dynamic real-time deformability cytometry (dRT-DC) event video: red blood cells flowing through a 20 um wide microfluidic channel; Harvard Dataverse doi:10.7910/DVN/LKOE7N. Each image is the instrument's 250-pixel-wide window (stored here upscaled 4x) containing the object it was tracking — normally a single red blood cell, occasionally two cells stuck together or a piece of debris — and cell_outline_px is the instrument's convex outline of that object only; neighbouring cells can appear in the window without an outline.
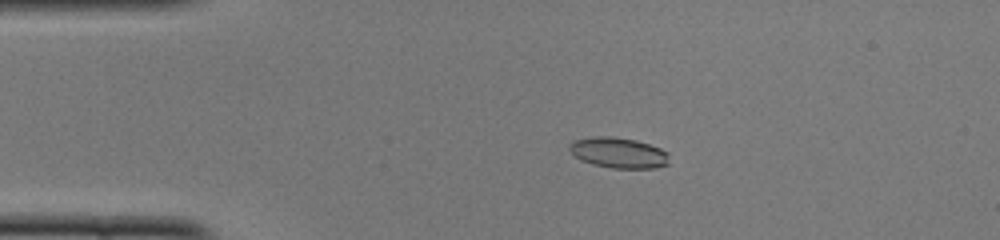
{"species": "common noctule bat (a hibernating species)", "species_latin": "Nyctalus noctula", "temperature_condition": "cold", "stored_images_in_passage": 47, "camera_frame_rate_fps": 3000, "um_per_image_px": 0.085, "animal": {"sex": "female", "body_mass_g": 22.0, "forearm_length_mm": 56.7}, "frame": {"image": 1, "passage_image": 7, "time_ms": 2.0, "image_size_px": [1000, 240], "cell_outline_px": [[668, 164], [656, 168], [612, 168], [592, 164], [580, 160], [568, 148], [568, 144], [572, 140], [596, 136], [612, 136], [636, 140], [660, 148], [668, 152]], "centroid_in_image_um": [52.56, 12.98], "position_along_channel_um": 32.4, "area_um2": 17.86}}
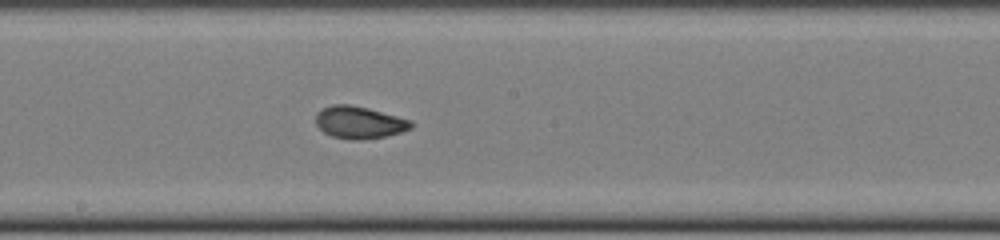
{"frame": {"image": 2, "passage_image": 24, "time_ms": 7.667, "image_size_px": [1000, 240], "cell_outline_px": [[412, 128], [400, 132], [384, 136], [364, 140], [352, 140], [332, 136], [324, 132], [316, 124], [316, 112], [332, 104], [348, 104], [368, 108], [412, 120]], "centroid_in_image_um": [30.53, 10.4], "position_along_channel_um": 217.7, "area_um2": 17.86}}
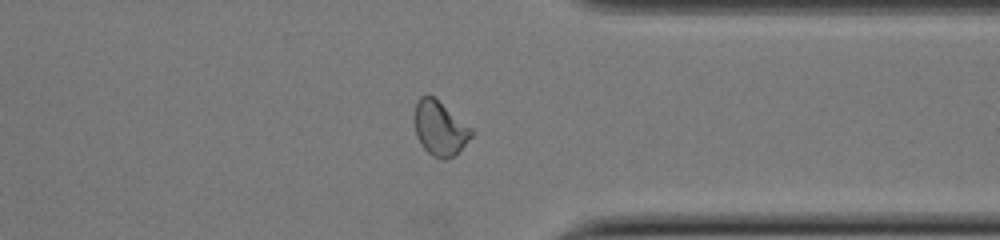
{"frame": {"image": 3, "passage_image": 36, "time_ms": 11.667, "image_size_px": [1000, 240], "cell_outline_px": [[472, 136], [452, 156], [444, 160], [432, 156], [424, 148], [416, 136], [416, 100], [420, 96], [428, 92], [472, 128]], "centroid_in_image_um": [37.37, 10.87], "position_along_channel_um": 374.0, "area_um2": 17.69}, "authors_computed_cell_mechanics": {"area_um2": 17.7446, "velocity_mm_per_s": 3.9977, "shape_relaxation_time_tau1_ms": 8.4982, "shape_relaxation_time_tau2_ms": 1.4943, "deformation_change_tau1": 0.2183, "deformation_change_tau2": 0.0553}}